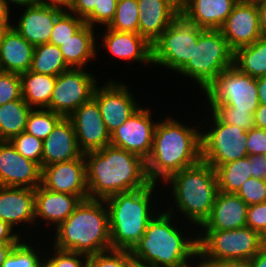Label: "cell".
<instances>
[{"label":"cell","mask_w":266,"mask_h":267,"mask_svg":"<svg viewBox=\"0 0 266 267\" xmlns=\"http://www.w3.org/2000/svg\"><path fill=\"white\" fill-rule=\"evenodd\" d=\"M0 219L13 228L21 223L22 225L33 224L35 222V189L0 186Z\"/></svg>","instance_id":"cell-22"},{"label":"cell","mask_w":266,"mask_h":267,"mask_svg":"<svg viewBox=\"0 0 266 267\" xmlns=\"http://www.w3.org/2000/svg\"><path fill=\"white\" fill-rule=\"evenodd\" d=\"M93 98L110 135L140 108L127 85L110 79L103 87H95Z\"/></svg>","instance_id":"cell-14"},{"label":"cell","mask_w":266,"mask_h":267,"mask_svg":"<svg viewBox=\"0 0 266 267\" xmlns=\"http://www.w3.org/2000/svg\"><path fill=\"white\" fill-rule=\"evenodd\" d=\"M173 4H175L179 9H181L187 0H170Z\"/></svg>","instance_id":"cell-61"},{"label":"cell","mask_w":266,"mask_h":267,"mask_svg":"<svg viewBox=\"0 0 266 267\" xmlns=\"http://www.w3.org/2000/svg\"><path fill=\"white\" fill-rule=\"evenodd\" d=\"M116 0H98V8L84 20L85 24L94 27L96 24H102L104 27L108 26L114 19L117 7Z\"/></svg>","instance_id":"cell-44"},{"label":"cell","mask_w":266,"mask_h":267,"mask_svg":"<svg viewBox=\"0 0 266 267\" xmlns=\"http://www.w3.org/2000/svg\"><path fill=\"white\" fill-rule=\"evenodd\" d=\"M89 199L105 200L121 192L152 184L146 161L140 156L112 145L84 154Z\"/></svg>","instance_id":"cell-1"},{"label":"cell","mask_w":266,"mask_h":267,"mask_svg":"<svg viewBox=\"0 0 266 267\" xmlns=\"http://www.w3.org/2000/svg\"><path fill=\"white\" fill-rule=\"evenodd\" d=\"M260 248L266 251V228L259 234Z\"/></svg>","instance_id":"cell-60"},{"label":"cell","mask_w":266,"mask_h":267,"mask_svg":"<svg viewBox=\"0 0 266 267\" xmlns=\"http://www.w3.org/2000/svg\"><path fill=\"white\" fill-rule=\"evenodd\" d=\"M140 107L110 135V145L134 153L145 161L149 157L157 121L151 111Z\"/></svg>","instance_id":"cell-13"},{"label":"cell","mask_w":266,"mask_h":267,"mask_svg":"<svg viewBox=\"0 0 266 267\" xmlns=\"http://www.w3.org/2000/svg\"><path fill=\"white\" fill-rule=\"evenodd\" d=\"M221 122L236 125L248 131L255 127L253 112L236 111L235 108L218 104L210 110Z\"/></svg>","instance_id":"cell-39"},{"label":"cell","mask_w":266,"mask_h":267,"mask_svg":"<svg viewBox=\"0 0 266 267\" xmlns=\"http://www.w3.org/2000/svg\"><path fill=\"white\" fill-rule=\"evenodd\" d=\"M84 156L80 150L75 130L68 118H62L49 136L43 140L41 169L47 165L69 161Z\"/></svg>","instance_id":"cell-21"},{"label":"cell","mask_w":266,"mask_h":267,"mask_svg":"<svg viewBox=\"0 0 266 267\" xmlns=\"http://www.w3.org/2000/svg\"><path fill=\"white\" fill-rule=\"evenodd\" d=\"M38 3L43 5H52V6H58L60 8L66 9L69 7V5L72 3L73 0H37Z\"/></svg>","instance_id":"cell-55"},{"label":"cell","mask_w":266,"mask_h":267,"mask_svg":"<svg viewBox=\"0 0 266 267\" xmlns=\"http://www.w3.org/2000/svg\"><path fill=\"white\" fill-rule=\"evenodd\" d=\"M204 93L211 110L222 104L236 111L255 113L259 107L256 79L240 72L234 65L217 75Z\"/></svg>","instance_id":"cell-10"},{"label":"cell","mask_w":266,"mask_h":267,"mask_svg":"<svg viewBox=\"0 0 266 267\" xmlns=\"http://www.w3.org/2000/svg\"><path fill=\"white\" fill-rule=\"evenodd\" d=\"M9 14L10 8L5 4L4 0H0V22H11Z\"/></svg>","instance_id":"cell-57"},{"label":"cell","mask_w":266,"mask_h":267,"mask_svg":"<svg viewBox=\"0 0 266 267\" xmlns=\"http://www.w3.org/2000/svg\"><path fill=\"white\" fill-rule=\"evenodd\" d=\"M173 218L165 210L157 211L144 235L130 250L135 261L152 267L198 266L192 263L198 257L197 234L193 238L183 235L185 232L174 225Z\"/></svg>","instance_id":"cell-3"},{"label":"cell","mask_w":266,"mask_h":267,"mask_svg":"<svg viewBox=\"0 0 266 267\" xmlns=\"http://www.w3.org/2000/svg\"><path fill=\"white\" fill-rule=\"evenodd\" d=\"M101 37L105 49L119 60L152 64V45L134 32H118L106 26Z\"/></svg>","instance_id":"cell-25"},{"label":"cell","mask_w":266,"mask_h":267,"mask_svg":"<svg viewBox=\"0 0 266 267\" xmlns=\"http://www.w3.org/2000/svg\"><path fill=\"white\" fill-rule=\"evenodd\" d=\"M258 100L259 104H266V75L257 78Z\"/></svg>","instance_id":"cell-53"},{"label":"cell","mask_w":266,"mask_h":267,"mask_svg":"<svg viewBox=\"0 0 266 267\" xmlns=\"http://www.w3.org/2000/svg\"><path fill=\"white\" fill-rule=\"evenodd\" d=\"M84 25L85 21L83 19L68 10L66 11L65 9L56 18L49 43L60 47L65 41L75 35Z\"/></svg>","instance_id":"cell-36"},{"label":"cell","mask_w":266,"mask_h":267,"mask_svg":"<svg viewBox=\"0 0 266 267\" xmlns=\"http://www.w3.org/2000/svg\"><path fill=\"white\" fill-rule=\"evenodd\" d=\"M246 226L258 234L266 228V202L248 206Z\"/></svg>","instance_id":"cell-45"},{"label":"cell","mask_w":266,"mask_h":267,"mask_svg":"<svg viewBox=\"0 0 266 267\" xmlns=\"http://www.w3.org/2000/svg\"><path fill=\"white\" fill-rule=\"evenodd\" d=\"M54 231L53 248L58 250L90 256L112 249L109 211L104 200H82Z\"/></svg>","instance_id":"cell-4"},{"label":"cell","mask_w":266,"mask_h":267,"mask_svg":"<svg viewBox=\"0 0 266 267\" xmlns=\"http://www.w3.org/2000/svg\"><path fill=\"white\" fill-rule=\"evenodd\" d=\"M41 174V167L22 156L10 141H0V186L36 189Z\"/></svg>","instance_id":"cell-18"},{"label":"cell","mask_w":266,"mask_h":267,"mask_svg":"<svg viewBox=\"0 0 266 267\" xmlns=\"http://www.w3.org/2000/svg\"><path fill=\"white\" fill-rule=\"evenodd\" d=\"M22 98L33 109L47 108L57 77L27 71L19 74Z\"/></svg>","instance_id":"cell-29"},{"label":"cell","mask_w":266,"mask_h":267,"mask_svg":"<svg viewBox=\"0 0 266 267\" xmlns=\"http://www.w3.org/2000/svg\"><path fill=\"white\" fill-rule=\"evenodd\" d=\"M134 262L130 250L111 249L88 257V267H131Z\"/></svg>","instance_id":"cell-38"},{"label":"cell","mask_w":266,"mask_h":267,"mask_svg":"<svg viewBox=\"0 0 266 267\" xmlns=\"http://www.w3.org/2000/svg\"><path fill=\"white\" fill-rule=\"evenodd\" d=\"M33 51L34 46L11 27L0 43V70L18 74L29 71Z\"/></svg>","instance_id":"cell-27"},{"label":"cell","mask_w":266,"mask_h":267,"mask_svg":"<svg viewBox=\"0 0 266 267\" xmlns=\"http://www.w3.org/2000/svg\"><path fill=\"white\" fill-rule=\"evenodd\" d=\"M251 177L266 180V155H250Z\"/></svg>","instance_id":"cell-48"},{"label":"cell","mask_w":266,"mask_h":267,"mask_svg":"<svg viewBox=\"0 0 266 267\" xmlns=\"http://www.w3.org/2000/svg\"><path fill=\"white\" fill-rule=\"evenodd\" d=\"M259 26L262 37L266 38V0H257Z\"/></svg>","instance_id":"cell-51"},{"label":"cell","mask_w":266,"mask_h":267,"mask_svg":"<svg viewBox=\"0 0 266 267\" xmlns=\"http://www.w3.org/2000/svg\"><path fill=\"white\" fill-rule=\"evenodd\" d=\"M164 184L171 187L173 203H176L173 206L171 204L169 207L172 208L167 212L173 214V207L176 206L178 209L175 211L179 210V214H183L187 221L201 227L209 218L219 192L215 169L200 161L170 175Z\"/></svg>","instance_id":"cell-5"},{"label":"cell","mask_w":266,"mask_h":267,"mask_svg":"<svg viewBox=\"0 0 266 267\" xmlns=\"http://www.w3.org/2000/svg\"><path fill=\"white\" fill-rule=\"evenodd\" d=\"M249 261L251 267H266V251L261 249Z\"/></svg>","instance_id":"cell-54"},{"label":"cell","mask_w":266,"mask_h":267,"mask_svg":"<svg viewBox=\"0 0 266 267\" xmlns=\"http://www.w3.org/2000/svg\"><path fill=\"white\" fill-rule=\"evenodd\" d=\"M85 68H70L57 76L49 109L68 118L83 103L93 97L98 79Z\"/></svg>","instance_id":"cell-12"},{"label":"cell","mask_w":266,"mask_h":267,"mask_svg":"<svg viewBox=\"0 0 266 267\" xmlns=\"http://www.w3.org/2000/svg\"><path fill=\"white\" fill-rule=\"evenodd\" d=\"M14 228L11 227L8 223L0 219V243H18L21 238L20 233H13Z\"/></svg>","instance_id":"cell-50"},{"label":"cell","mask_w":266,"mask_h":267,"mask_svg":"<svg viewBox=\"0 0 266 267\" xmlns=\"http://www.w3.org/2000/svg\"><path fill=\"white\" fill-rule=\"evenodd\" d=\"M233 65L255 79L266 75V38L261 37L253 44L237 49Z\"/></svg>","instance_id":"cell-31"},{"label":"cell","mask_w":266,"mask_h":267,"mask_svg":"<svg viewBox=\"0 0 266 267\" xmlns=\"http://www.w3.org/2000/svg\"><path fill=\"white\" fill-rule=\"evenodd\" d=\"M234 52L220 30H202L194 43L192 59L178 72L194 80L201 90L225 69L233 66Z\"/></svg>","instance_id":"cell-7"},{"label":"cell","mask_w":266,"mask_h":267,"mask_svg":"<svg viewBox=\"0 0 266 267\" xmlns=\"http://www.w3.org/2000/svg\"><path fill=\"white\" fill-rule=\"evenodd\" d=\"M196 231L198 261L250 260L261 250L259 234L247 226Z\"/></svg>","instance_id":"cell-8"},{"label":"cell","mask_w":266,"mask_h":267,"mask_svg":"<svg viewBox=\"0 0 266 267\" xmlns=\"http://www.w3.org/2000/svg\"><path fill=\"white\" fill-rule=\"evenodd\" d=\"M24 12L14 28L33 46L49 43L56 18L65 10L58 6L36 3L23 7Z\"/></svg>","instance_id":"cell-19"},{"label":"cell","mask_w":266,"mask_h":267,"mask_svg":"<svg viewBox=\"0 0 266 267\" xmlns=\"http://www.w3.org/2000/svg\"><path fill=\"white\" fill-rule=\"evenodd\" d=\"M68 69L70 67L66 64L59 47L50 43L34 46L29 71L57 77Z\"/></svg>","instance_id":"cell-32"},{"label":"cell","mask_w":266,"mask_h":267,"mask_svg":"<svg viewBox=\"0 0 266 267\" xmlns=\"http://www.w3.org/2000/svg\"><path fill=\"white\" fill-rule=\"evenodd\" d=\"M20 98H22L20 75L0 70V106Z\"/></svg>","instance_id":"cell-43"},{"label":"cell","mask_w":266,"mask_h":267,"mask_svg":"<svg viewBox=\"0 0 266 267\" xmlns=\"http://www.w3.org/2000/svg\"><path fill=\"white\" fill-rule=\"evenodd\" d=\"M212 127L201 131V161L214 169L220 165L248 156V131L221 122L213 113ZM210 129V130H209Z\"/></svg>","instance_id":"cell-11"},{"label":"cell","mask_w":266,"mask_h":267,"mask_svg":"<svg viewBox=\"0 0 266 267\" xmlns=\"http://www.w3.org/2000/svg\"><path fill=\"white\" fill-rule=\"evenodd\" d=\"M11 27V22H0V43L2 42L5 34L10 30Z\"/></svg>","instance_id":"cell-59"},{"label":"cell","mask_w":266,"mask_h":267,"mask_svg":"<svg viewBox=\"0 0 266 267\" xmlns=\"http://www.w3.org/2000/svg\"><path fill=\"white\" fill-rule=\"evenodd\" d=\"M53 254L45 255L41 267H88V257L82 253L52 249ZM48 256V257H46ZM84 259V260H83Z\"/></svg>","instance_id":"cell-41"},{"label":"cell","mask_w":266,"mask_h":267,"mask_svg":"<svg viewBox=\"0 0 266 267\" xmlns=\"http://www.w3.org/2000/svg\"><path fill=\"white\" fill-rule=\"evenodd\" d=\"M233 52L262 37L256 1L239 0L219 29Z\"/></svg>","instance_id":"cell-15"},{"label":"cell","mask_w":266,"mask_h":267,"mask_svg":"<svg viewBox=\"0 0 266 267\" xmlns=\"http://www.w3.org/2000/svg\"><path fill=\"white\" fill-rule=\"evenodd\" d=\"M31 108L23 98L0 106V141H10L25 130Z\"/></svg>","instance_id":"cell-30"},{"label":"cell","mask_w":266,"mask_h":267,"mask_svg":"<svg viewBox=\"0 0 266 267\" xmlns=\"http://www.w3.org/2000/svg\"><path fill=\"white\" fill-rule=\"evenodd\" d=\"M95 8H98V0H73L67 10L85 20Z\"/></svg>","instance_id":"cell-47"},{"label":"cell","mask_w":266,"mask_h":267,"mask_svg":"<svg viewBox=\"0 0 266 267\" xmlns=\"http://www.w3.org/2000/svg\"><path fill=\"white\" fill-rule=\"evenodd\" d=\"M202 28L179 14L152 44V63L179 72L192 59Z\"/></svg>","instance_id":"cell-9"},{"label":"cell","mask_w":266,"mask_h":267,"mask_svg":"<svg viewBox=\"0 0 266 267\" xmlns=\"http://www.w3.org/2000/svg\"><path fill=\"white\" fill-rule=\"evenodd\" d=\"M10 142L22 156L36 162L41 167L43 140L23 131L14 136Z\"/></svg>","instance_id":"cell-40"},{"label":"cell","mask_w":266,"mask_h":267,"mask_svg":"<svg viewBox=\"0 0 266 267\" xmlns=\"http://www.w3.org/2000/svg\"><path fill=\"white\" fill-rule=\"evenodd\" d=\"M199 267H251L249 260L199 261Z\"/></svg>","instance_id":"cell-49"},{"label":"cell","mask_w":266,"mask_h":267,"mask_svg":"<svg viewBox=\"0 0 266 267\" xmlns=\"http://www.w3.org/2000/svg\"><path fill=\"white\" fill-rule=\"evenodd\" d=\"M248 205L234 193L218 192L209 218L200 230H231L246 226Z\"/></svg>","instance_id":"cell-23"},{"label":"cell","mask_w":266,"mask_h":267,"mask_svg":"<svg viewBox=\"0 0 266 267\" xmlns=\"http://www.w3.org/2000/svg\"><path fill=\"white\" fill-rule=\"evenodd\" d=\"M62 118L60 114L46 108L32 109L24 131L44 140Z\"/></svg>","instance_id":"cell-35"},{"label":"cell","mask_w":266,"mask_h":267,"mask_svg":"<svg viewBox=\"0 0 266 267\" xmlns=\"http://www.w3.org/2000/svg\"><path fill=\"white\" fill-rule=\"evenodd\" d=\"M107 27L118 32L139 34V7L137 0L118 1L114 19Z\"/></svg>","instance_id":"cell-34"},{"label":"cell","mask_w":266,"mask_h":267,"mask_svg":"<svg viewBox=\"0 0 266 267\" xmlns=\"http://www.w3.org/2000/svg\"><path fill=\"white\" fill-rule=\"evenodd\" d=\"M156 186V183H152L145 188L121 192L104 200L109 211L112 249L131 250L144 235L156 214L154 206H151Z\"/></svg>","instance_id":"cell-6"},{"label":"cell","mask_w":266,"mask_h":267,"mask_svg":"<svg viewBox=\"0 0 266 267\" xmlns=\"http://www.w3.org/2000/svg\"><path fill=\"white\" fill-rule=\"evenodd\" d=\"M17 243H0V267H2L3 262L6 257L11 252L14 245Z\"/></svg>","instance_id":"cell-56"},{"label":"cell","mask_w":266,"mask_h":267,"mask_svg":"<svg viewBox=\"0 0 266 267\" xmlns=\"http://www.w3.org/2000/svg\"><path fill=\"white\" fill-rule=\"evenodd\" d=\"M33 247V248H32ZM38 249L28 245L22 238L16 245L13 246L11 252L6 257L2 267H41L44 258L41 254H37Z\"/></svg>","instance_id":"cell-37"},{"label":"cell","mask_w":266,"mask_h":267,"mask_svg":"<svg viewBox=\"0 0 266 267\" xmlns=\"http://www.w3.org/2000/svg\"><path fill=\"white\" fill-rule=\"evenodd\" d=\"M131 267H152V266H150V265H145V264H142V263H139V262L135 261V262L131 265Z\"/></svg>","instance_id":"cell-62"},{"label":"cell","mask_w":266,"mask_h":267,"mask_svg":"<svg viewBox=\"0 0 266 267\" xmlns=\"http://www.w3.org/2000/svg\"><path fill=\"white\" fill-rule=\"evenodd\" d=\"M41 185L50 191L79 196L82 200L88 199L85 157L43 167Z\"/></svg>","instance_id":"cell-17"},{"label":"cell","mask_w":266,"mask_h":267,"mask_svg":"<svg viewBox=\"0 0 266 267\" xmlns=\"http://www.w3.org/2000/svg\"><path fill=\"white\" fill-rule=\"evenodd\" d=\"M139 35L152 45L180 14L170 0H137Z\"/></svg>","instance_id":"cell-20"},{"label":"cell","mask_w":266,"mask_h":267,"mask_svg":"<svg viewBox=\"0 0 266 267\" xmlns=\"http://www.w3.org/2000/svg\"><path fill=\"white\" fill-rule=\"evenodd\" d=\"M68 119L73 125L83 154L110 145V133L107 131L98 103L93 97L77 108Z\"/></svg>","instance_id":"cell-16"},{"label":"cell","mask_w":266,"mask_h":267,"mask_svg":"<svg viewBox=\"0 0 266 267\" xmlns=\"http://www.w3.org/2000/svg\"><path fill=\"white\" fill-rule=\"evenodd\" d=\"M253 116L255 127L266 130V104H259Z\"/></svg>","instance_id":"cell-52"},{"label":"cell","mask_w":266,"mask_h":267,"mask_svg":"<svg viewBox=\"0 0 266 267\" xmlns=\"http://www.w3.org/2000/svg\"><path fill=\"white\" fill-rule=\"evenodd\" d=\"M246 147L248 156L255 154L266 155V130L256 127L248 130Z\"/></svg>","instance_id":"cell-46"},{"label":"cell","mask_w":266,"mask_h":267,"mask_svg":"<svg viewBox=\"0 0 266 267\" xmlns=\"http://www.w3.org/2000/svg\"><path fill=\"white\" fill-rule=\"evenodd\" d=\"M5 4L10 8V3L12 4H15V5H19V6H22V7H26L28 5H33V4H36L38 3L37 0H4Z\"/></svg>","instance_id":"cell-58"},{"label":"cell","mask_w":266,"mask_h":267,"mask_svg":"<svg viewBox=\"0 0 266 267\" xmlns=\"http://www.w3.org/2000/svg\"><path fill=\"white\" fill-rule=\"evenodd\" d=\"M95 27L85 24L75 35L59 47L66 64L70 68H85L87 62L97 55ZM97 49V50H96Z\"/></svg>","instance_id":"cell-28"},{"label":"cell","mask_w":266,"mask_h":267,"mask_svg":"<svg viewBox=\"0 0 266 267\" xmlns=\"http://www.w3.org/2000/svg\"><path fill=\"white\" fill-rule=\"evenodd\" d=\"M235 194L248 206L266 202V180L251 177L242 184Z\"/></svg>","instance_id":"cell-42"},{"label":"cell","mask_w":266,"mask_h":267,"mask_svg":"<svg viewBox=\"0 0 266 267\" xmlns=\"http://www.w3.org/2000/svg\"><path fill=\"white\" fill-rule=\"evenodd\" d=\"M81 201L79 196L50 191L39 185L35 189L34 224L38 219H43L47 223L55 224L54 227L57 228L75 211Z\"/></svg>","instance_id":"cell-24"},{"label":"cell","mask_w":266,"mask_h":267,"mask_svg":"<svg viewBox=\"0 0 266 267\" xmlns=\"http://www.w3.org/2000/svg\"><path fill=\"white\" fill-rule=\"evenodd\" d=\"M197 128L170 116L157 122L152 150L146 160L147 175L152 183L159 179L163 182L201 161V130Z\"/></svg>","instance_id":"cell-2"},{"label":"cell","mask_w":266,"mask_h":267,"mask_svg":"<svg viewBox=\"0 0 266 267\" xmlns=\"http://www.w3.org/2000/svg\"><path fill=\"white\" fill-rule=\"evenodd\" d=\"M239 0H187L180 9L187 20L204 30H219Z\"/></svg>","instance_id":"cell-26"},{"label":"cell","mask_w":266,"mask_h":267,"mask_svg":"<svg viewBox=\"0 0 266 267\" xmlns=\"http://www.w3.org/2000/svg\"><path fill=\"white\" fill-rule=\"evenodd\" d=\"M249 156L220 165L215 169L220 192L236 193L242 184L249 178Z\"/></svg>","instance_id":"cell-33"}]
</instances>
